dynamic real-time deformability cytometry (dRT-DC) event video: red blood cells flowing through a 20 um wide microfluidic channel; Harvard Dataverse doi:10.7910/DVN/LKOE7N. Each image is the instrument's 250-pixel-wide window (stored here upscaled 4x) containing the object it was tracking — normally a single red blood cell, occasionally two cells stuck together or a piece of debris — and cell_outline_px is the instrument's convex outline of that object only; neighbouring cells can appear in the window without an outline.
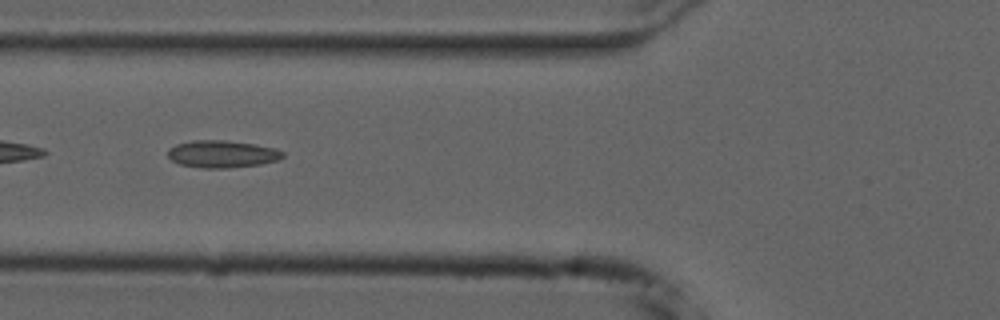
{"species": "common noctule bat (a hibernating species)", "species_latin": "Nyctalus noctula", "temperature_condition": "cold", "stored_images_in_passage": 54, "camera_frame_rate_fps": 3000, "um_per_image_px": 0.085, "animal": {"sex": "male", "forearm_length_mm": 52.5}, "frame": {"image": 1, "passage_image": 20, "time_ms": 6.333, "image_size_px": [1000, 320], "cell_outline_px": [[284, 156], [280, 160], [260, 164], [228, 168], [204, 168], [180, 164], [172, 160], [168, 156], [168, 148], [176, 144], [192, 140], [224, 140], [256, 144], [276, 148], [284, 152]], "centroid_in_image_um": [18.9, 13.08], "position_along_channel_um": 106.9, "area_um2": 18.38}}
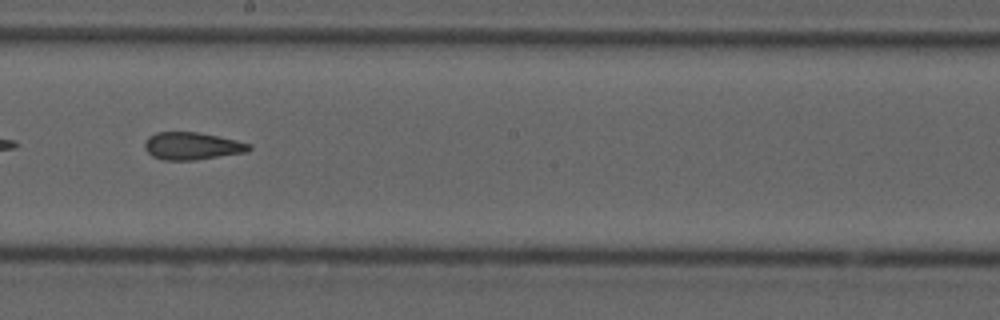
{"frame": {"image": 2, "passage_image": 30, "time_ms": 9.667, "image_size_px": [1000, 320], "cell_outline_px": [[252, 148], [248, 152], [196, 160], [164, 160], [152, 156], [144, 148], [144, 140], [148, 136], [156, 132], [196, 132], [236, 140], [252, 144]], "centroid_in_image_um": [16.32, 12.41], "position_along_channel_um": 231.9, "area_um2": 16.82}}
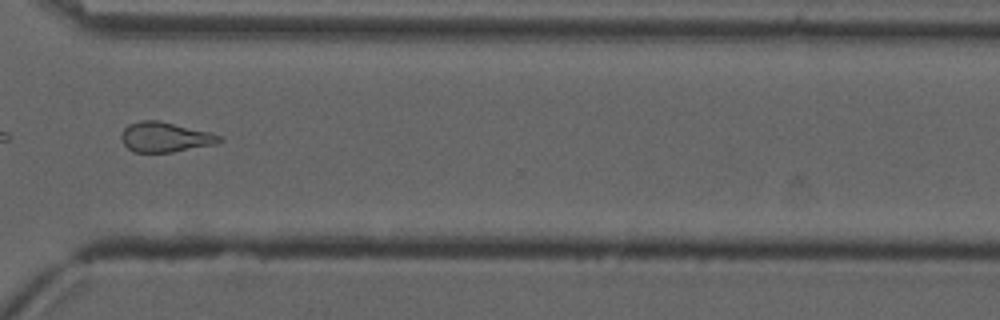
{"frame": {"image": 3, "passage_image": 40, "time_ms": 13.0, "image_size_px": [1000, 320], "cell_outline_px": [[224, 140], [216, 144], [172, 152], [132, 152], [120, 140], [120, 136], [124, 128], [128, 124], [140, 120], [156, 120], [208, 132], [220, 136]], "centroid_in_image_um": [13.98, 11.66], "position_along_channel_um": 356.6, "area_um2": 16.99}, "authors_computed_cell_mechanics": {"area_um2": 17.7735, "velocity_mm_per_s": 3.7442, "shape_relaxation_time_tau1_ms": null, "shape_relaxation_time_tau2_ms": 2.6775, "deformation_change_tau1": null, "deformation_change_tau2": 0.1207}}